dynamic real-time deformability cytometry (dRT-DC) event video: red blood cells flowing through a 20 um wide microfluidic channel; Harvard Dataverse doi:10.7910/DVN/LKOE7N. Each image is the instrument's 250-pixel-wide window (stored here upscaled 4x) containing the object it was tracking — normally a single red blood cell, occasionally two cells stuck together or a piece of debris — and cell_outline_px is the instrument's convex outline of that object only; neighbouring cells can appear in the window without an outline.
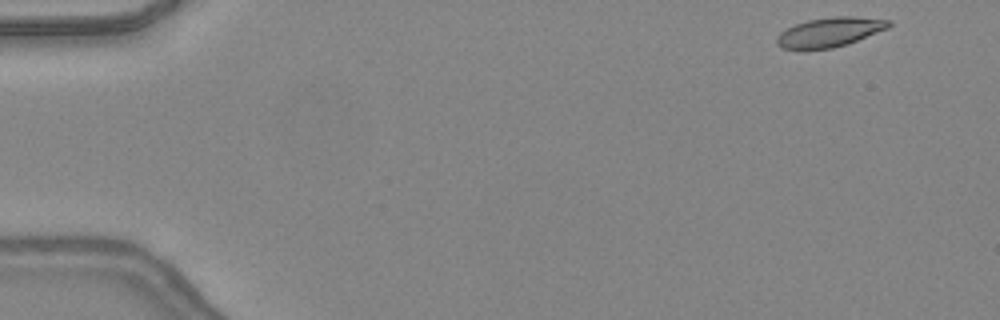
{"species": "common noctule bat (a hibernating species)", "species_latin": "Nyctalus noctula", "temperature_condition": "warm", "stored_images_in_passage": 28, "camera_frame_rate_fps": 3000, "um_per_image_px": 0.085, "animal": {"sex": "female", "body_mass_g": 24.6, "forearm_length_mm": 56.2}, "frame": {"image": 1, "passage_image": 1, "time_ms": 0.0, "image_size_px": [1000, 320], "cell_outline_px": [[892, 24], [888, 28], [848, 44], [832, 48], [780, 48], [776, 44], [776, 36], [780, 32], [796, 24], [808, 20], [836, 16], [852, 16], [892, 20]], "centroid_in_image_um": [70.55, 2.72], "position_along_channel_um": 14.4, "area_um2": 19.02}}
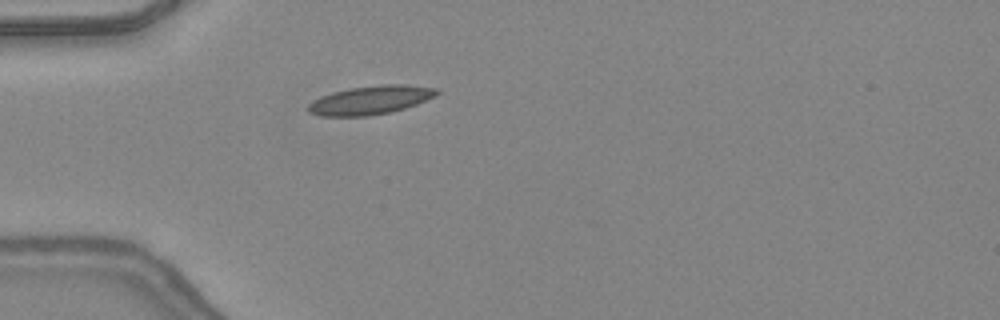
{"frame": {"image": 2, "passage_image": 12, "time_ms": 3.667, "image_size_px": [1000, 320], "cell_outline_px": [[440, 92], [436, 96], [416, 104], [392, 112], [368, 116], [320, 116], [308, 112], [308, 104], [312, 100], [320, 96], [332, 92], [352, 88], [380, 84], [404, 84], [436, 88]], "centroid_in_image_um": [31.48, 8.51], "position_along_channel_um": 53.5, "area_um2": 21.56}}
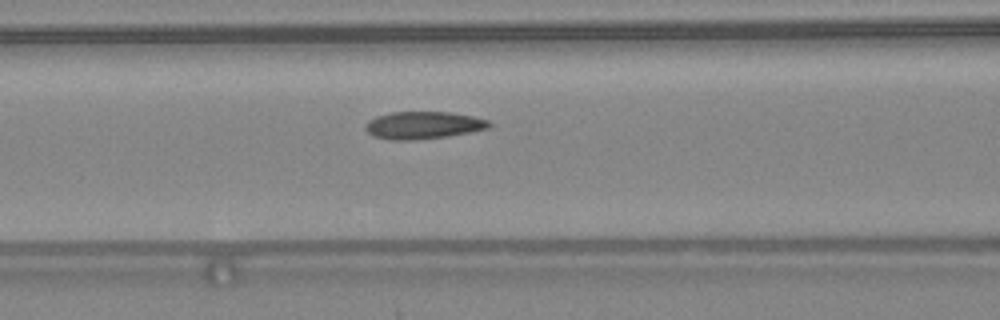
{"frame": {"image": 3, "passage_image": 18, "time_ms": 5.667, "image_size_px": [1000, 320], "cell_outline_px": [[492, 124], [488, 128], [448, 136], [416, 140], [392, 140], [372, 136], [364, 128], [364, 124], [368, 120], [376, 116], [392, 112], [448, 112], [472, 116], [488, 120]], "centroid_in_image_um": [35.92, 10.64], "position_along_channel_um": 130.7, "area_um2": 19.77}}